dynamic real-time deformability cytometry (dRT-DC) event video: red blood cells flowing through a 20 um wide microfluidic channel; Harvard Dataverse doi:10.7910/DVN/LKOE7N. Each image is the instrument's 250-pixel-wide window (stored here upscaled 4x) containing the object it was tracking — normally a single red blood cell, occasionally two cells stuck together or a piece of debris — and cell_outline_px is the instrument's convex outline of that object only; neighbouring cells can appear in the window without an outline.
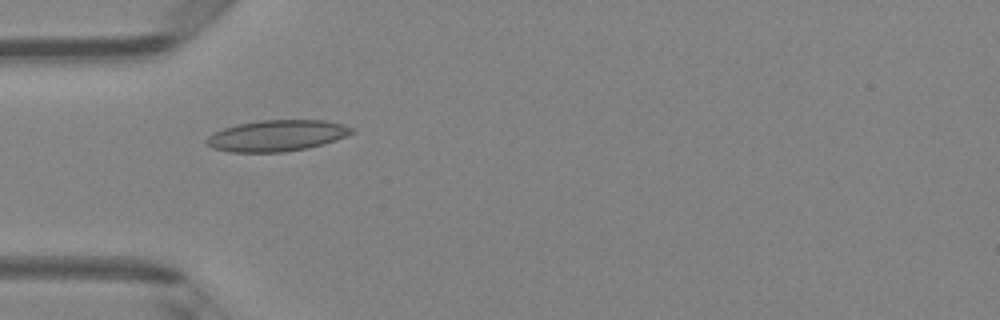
{"species": "Egyptian fruit bat (a non-hibernating species)", "species_latin": "Rousettus aegyptiacus", "temperature_condition": "room temperature", "stored_images_in_passage": 3, "camera_frame_rate_fps": 3000, "um_per_image_px": 0.085, "animal": {"sex": "female"}, "frame": {"image": 1, "passage_image": 1, "time_ms": 0.0, "image_size_px": [1000, 320], "cell_outline_px": [[356, 132], [336, 140], [308, 148], [284, 152], [228, 152], [212, 148], [204, 140], [212, 132], [224, 128], [240, 124], [260, 120], [324, 120], [356, 128]], "centroid_in_image_um": [23.54, 11.53], "position_along_channel_um": 61.5, "area_um2": 26.47}}
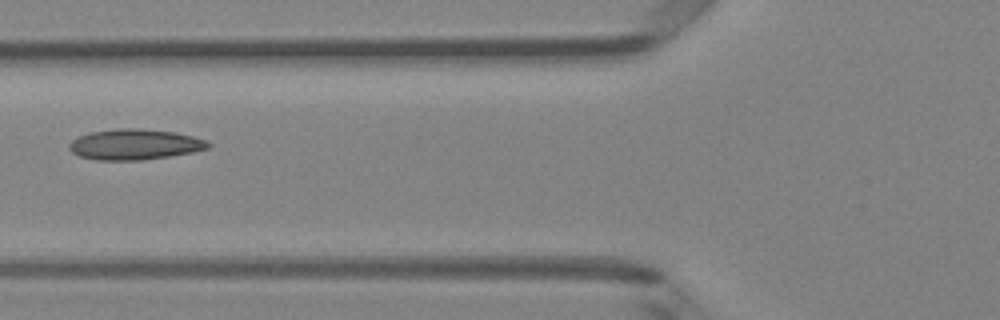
{"frame": {"image": 2, "passage_image": 2, "time_ms": 1.333, "image_size_px": [1000, 320], "cell_outline_px": [[212, 144], [208, 148], [192, 152], [168, 156], [140, 160], [96, 160], [80, 156], [72, 152], [68, 148], [68, 144], [72, 140], [88, 132], [116, 128], [140, 128], [176, 132], [208, 140]], "centroid_in_image_um": [11.45, 12.26], "position_along_channel_um": 114.4, "area_um2": 24.91}}
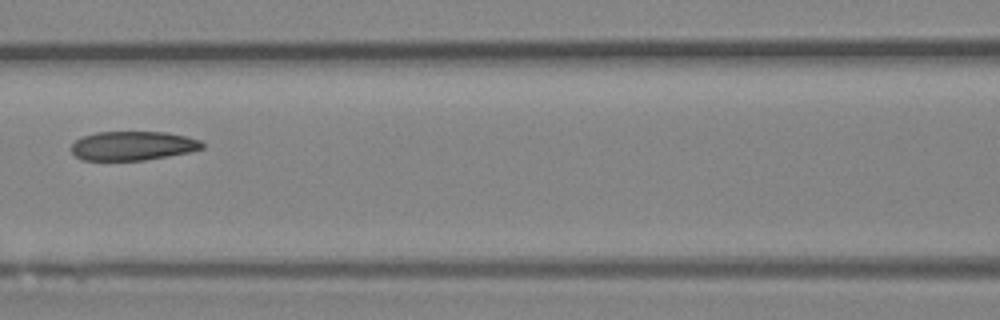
{"frame": {"image": 3, "passage_image": 3, "time_ms": 2.333, "image_size_px": [1000, 320], "cell_outline_px": [[204, 148], [192, 152], [144, 160], [80, 160], [72, 152], [72, 144], [76, 140], [84, 136], [96, 132], [164, 132], [188, 136], [200, 140], [204, 144]], "centroid_in_image_um": [11.33, 12.39], "position_along_channel_um": 155.3, "area_um2": 22.25}}